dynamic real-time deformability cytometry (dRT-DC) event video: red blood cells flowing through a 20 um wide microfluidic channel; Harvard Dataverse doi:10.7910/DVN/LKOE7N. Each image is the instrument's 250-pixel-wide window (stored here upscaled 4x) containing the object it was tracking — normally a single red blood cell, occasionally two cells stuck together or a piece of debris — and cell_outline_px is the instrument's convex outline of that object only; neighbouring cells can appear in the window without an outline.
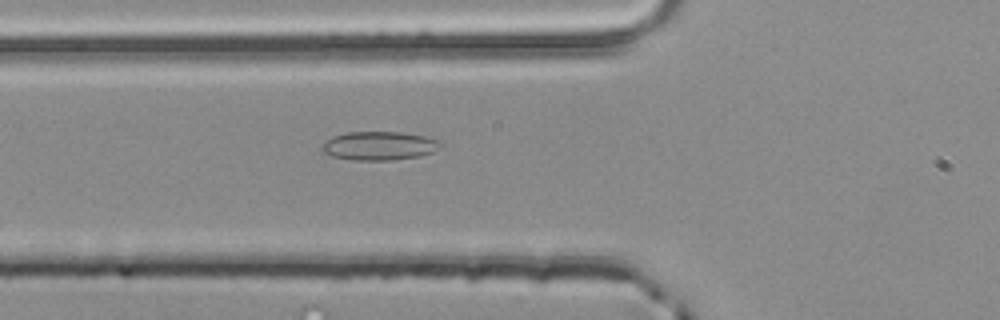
{"species": "common noctule bat (a hibernating species)", "species_latin": "Nyctalus noctula", "temperature_condition": "room temperature", "stored_images_in_passage": 5, "camera_frame_rate_fps": 3000, "um_per_image_px": 0.085, "animal": {"sex": "male", "body_mass_g": 20.4}, "frame": {"image": 1, "passage_image": 5, "time_ms": 1.333, "image_size_px": [1000, 320], "cell_outline_px": [[444, 144], [432, 152], [420, 156], [392, 160], [348, 160], [332, 156], [324, 152], [320, 148], [332, 136], [344, 132], [400, 132], [424, 136], [436, 140]], "centroid_in_image_um": [32.21, 12.4], "position_along_channel_um": 93.6, "area_um2": 19.77}}